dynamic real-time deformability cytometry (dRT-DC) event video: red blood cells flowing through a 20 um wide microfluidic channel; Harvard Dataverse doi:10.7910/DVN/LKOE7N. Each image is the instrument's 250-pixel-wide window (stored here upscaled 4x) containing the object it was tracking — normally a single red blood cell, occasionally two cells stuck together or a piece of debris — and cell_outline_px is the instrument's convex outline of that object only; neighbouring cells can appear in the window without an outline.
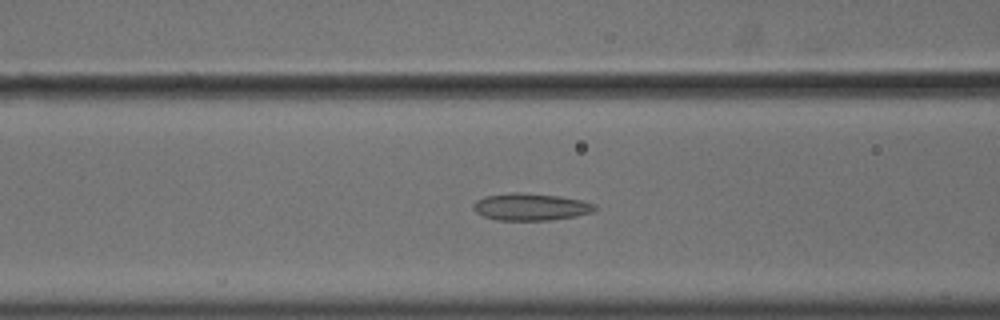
{"species": "common noctule bat (a hibernating species)", "species_latin": "Nyctalus noctula", "temperature_condition": "cold", "stored_images_in_passage": 57, "camera_frame_rate_fps": 3000, "um_per_image_px": 0.085, "animal": {"sex": "male", "body_mass_g": 18.8}, "frame": {"image": 1, "passage_image": 24, "time_ms": 7.667, "image_size_px": [1000, 320], "cell_outline_px": [[596, 208], [592, 212], [576, 216], [548, 220], [496, 220], [484, 216], [476, 212], [472, 208], [472, 204], [476, 200], [484, 196], [512, 192], [520, 192], [560, 196], [580, 200], [596, 204]], "centroid_in_image_um": [45.07, 17.58], "position_along_channel_um": 121.5, "area_um2": 19.25}}
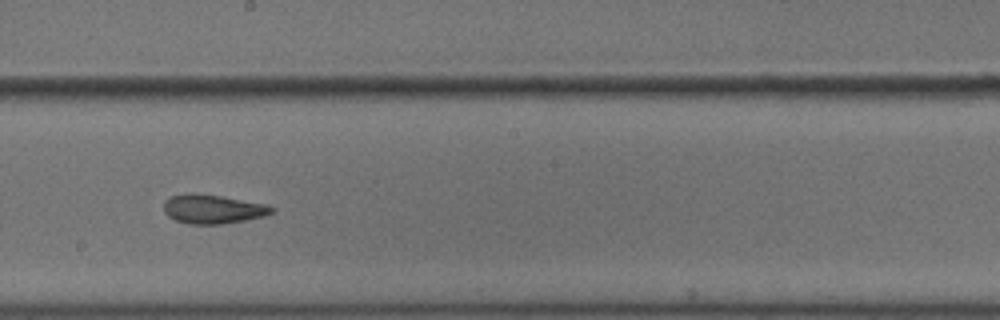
{"frame": {"image": 2, "passage_image": 33, "time_ms": 10.667, "image_size_px": [1000, 320], "cell_outline_px": [[276, 212], [264, 216], [224, 224], [188, 224], [176, 220], [168, 216], [164, 212], [164, 200], [172, 196], [188, 192], [192, 192], [220, 196], [268, 204], [276, 208]], "centroid_in_image_um": [18.11, 17.76], "position_along_channel_um": 230.1, "area_um2": 18.5}}
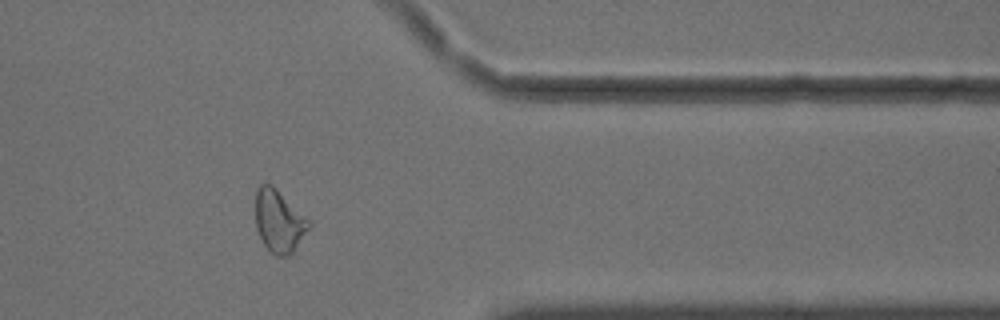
{"frame": {"image": 3, "passage_image": 47, "time_ms": 15.333, "image_size_px": [1000, 320], "cell_outline_px": [[312, 224], [292, 252], [288, 256], [276, 256], [264, 244], [256, 228], [256, 192], [260, 184], [272, 184], [312, 220]], "centroid_in_image_um": [23.75, 18.77], "position_along_channel_um": 387.7, "area_um2": 19.48}, "authors_computed_cell_mechanics": {"area_um2": 19.9988, "velocity_mm_per_s": 3.6095, "shape_relaxation_time_tau1_ms": null, "shape_relaxation_time_tau2_ms": 3.0768, "deformation_change_tau1": null, "deformation_change_tau2": 0.0951}}